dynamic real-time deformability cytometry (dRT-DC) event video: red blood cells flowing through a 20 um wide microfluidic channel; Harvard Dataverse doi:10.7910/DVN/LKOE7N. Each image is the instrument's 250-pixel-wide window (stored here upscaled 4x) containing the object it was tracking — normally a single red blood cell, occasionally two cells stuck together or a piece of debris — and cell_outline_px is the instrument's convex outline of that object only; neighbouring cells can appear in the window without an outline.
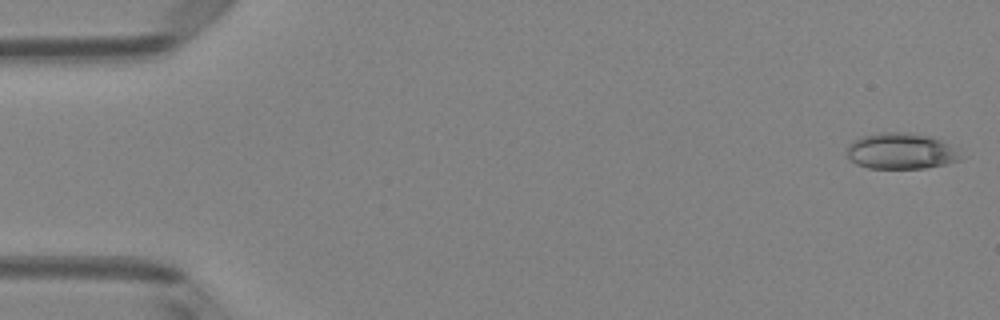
{"species": "Egyptian fruit bat (a non-hibernating species)", "species_latin": "Rousettus aegyptiacus", "temperature_condition": "room temperature", "stored_images_in_passage": 50, "camera_frame_rate_fps": 3000, "um_per_image_px": 0.085, "animal": {"sex": "female"}, "frame": {"image": 1, "passage_image": 1, "time_ms": 0.0, "image_size_px": [1000, 320], "cell_outline_px": [[968, 156], [960, 160], [944, 164], [924, 168], [868, 168], [856, 164], [848, 156], [848, 144], [852, 140], [860, 136], [880, 132], [908, 132], [928, 136], [940, 140], [960, 148]], "centroid_in_image_um": [76.66, 12.83], "position_along_channel_um": 8.3, "area_um2": 24.39}}
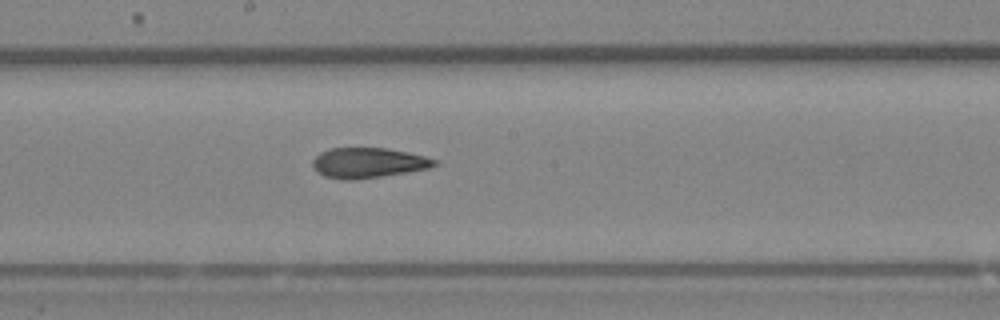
{"frame": {"image": 2, "passage_image": 27, "time_ms": 8.667, "image_size_px": [1000, 320], "cell_outline_px": [[436, 164], [428, 168], [356, 180], [340, 180], [324, 176], [316, 172], [312, 168], [312, 160], [320, 152], [328, 148], [384, 148], [408, 152], [424, 156], [436, 160]], "centroid_in_image_um": [31.2, 13.84], "position_along_channel_um": 217.0, "area_um2": 21.39}}
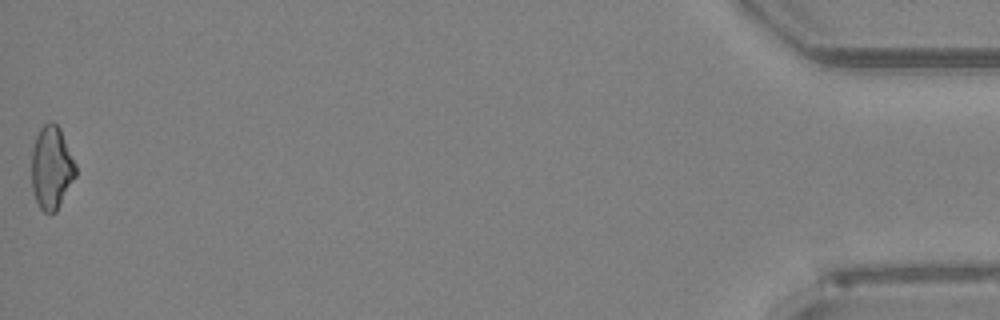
{"frame": {"image": 3, "passage_image": 50, "time_ms": 16.333, "image_size_px": [1000, 320], "cell_outline_px": [[76, 176], [56, 212], [44, 212], [40, 208], [36, 200], [32, 188], [32, 148], [36, 136], [40, 128], [44, 124], [52, 120], [60, 128], [76, 164]], "centroid_in_image_um": [4.38, 14.24], "position_along_channel_um": 430.8, "area_um2": 21.33}, "authors_computed_cell_mechanics": {"area_um2": 22.0796, "velocity_mm_per_s": 4.0603, "shape_relaxation_time_tau1_ms": null, "shape_relaxation_time_tau2_ms": 3.0587, "deformation_change_tau1": null, "deformation_change_tau2": 0.1043}}